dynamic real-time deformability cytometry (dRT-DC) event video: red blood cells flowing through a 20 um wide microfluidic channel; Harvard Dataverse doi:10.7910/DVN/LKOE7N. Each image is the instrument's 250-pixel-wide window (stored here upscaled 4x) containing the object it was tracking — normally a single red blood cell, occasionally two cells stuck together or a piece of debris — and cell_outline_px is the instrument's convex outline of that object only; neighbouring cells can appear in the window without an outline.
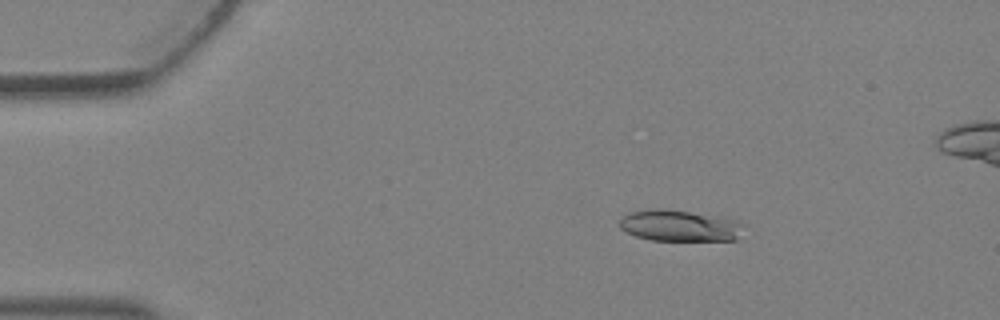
{"species": "Egyptian fruit bat (a non-hibernating species)", "species_latin": "Rousettus aegyptiacus", "temperature_condition": "warm", "stored_images_in_passage": 4, "camera_frame_rate_fps": 3000, "um_per_image_px": 0.085, "animal": {"sex": "female"}, "frame": {"image": 1, "passage_image": 2, "time_ms": 0.333, "image_size_px": [1000, 320], "cell_outline_px": [[748, 224], [736, 240], [652, 240], [636, 236], [620, 228], [620, 220], [628, 212], [656, 208], [660, 208], [724, 216], [740, 220]], "centroid_in_image_um": [57.88, 19.17], "position_along_channel_um": 27.1, "area_um2": 23.06}}